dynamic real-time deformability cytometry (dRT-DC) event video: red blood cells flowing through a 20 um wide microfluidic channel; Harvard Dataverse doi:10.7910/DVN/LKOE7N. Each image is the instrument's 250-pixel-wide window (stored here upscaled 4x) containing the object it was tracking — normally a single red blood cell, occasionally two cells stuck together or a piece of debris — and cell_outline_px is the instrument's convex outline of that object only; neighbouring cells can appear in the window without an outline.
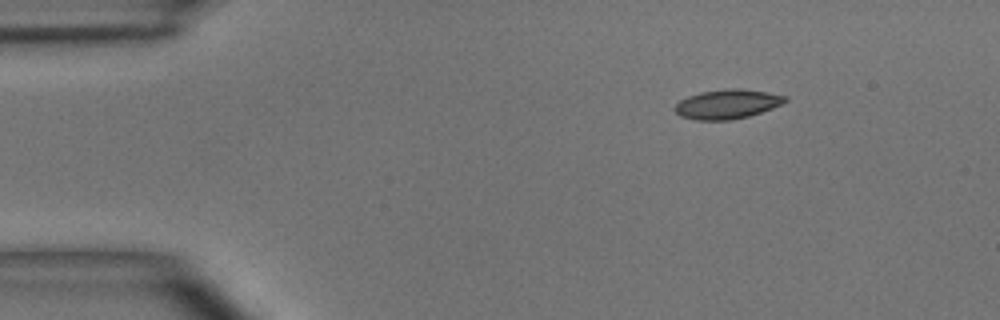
{"species": "common noctule bat (a hibernating species)", "species_latin": "Nyctalus noctula", "temperature_condition": "room temperature", "stored_images_in_passage": 45, "camera_frame_rate_fps": 3000, "um_per_image_px": 0.085, "animal": {"sex": "male", "body_mass_g": 15.6}, "frame": {"image": 1, "passage_image": 1, "time_ms": 0.0, "image_size_px": [1000, 320], "cell_outline_px": [[788, 100], [772, 108], [748, 116], [732, 120], [696, 120], [680, 116], [672, 108], [680, 100], [688, 96], [700, 92], [732, 88], [740, 88], [768, 92], [788, 96]], "centroid_in_image_um": [61.8, 8.85], "position_along_channel_um": 23.2, "area_um2": 18.9}}
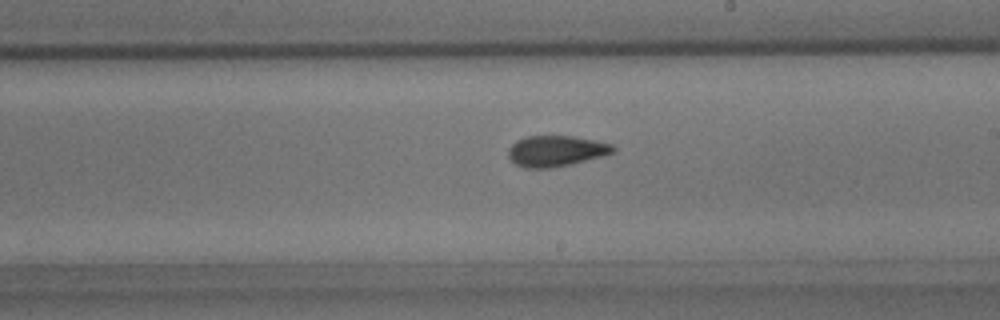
{"frame": {"image": 2, "passage_image": 23, "time_ms": 7.333, "image_size_px": [1000, 320], "cell_outline_px": [[616, 152], [572, 164], [552, 168], [524, 168], [516, 164], [508, 156], [508, 148], [516, 140], [528, 136], [572, 136], [596, 140], [612, 144], [616, 148]], "centroid_in_image_um": [47.27, 12.83], "position_along_channel_um": 241.7, "area_um2": 18.96}}
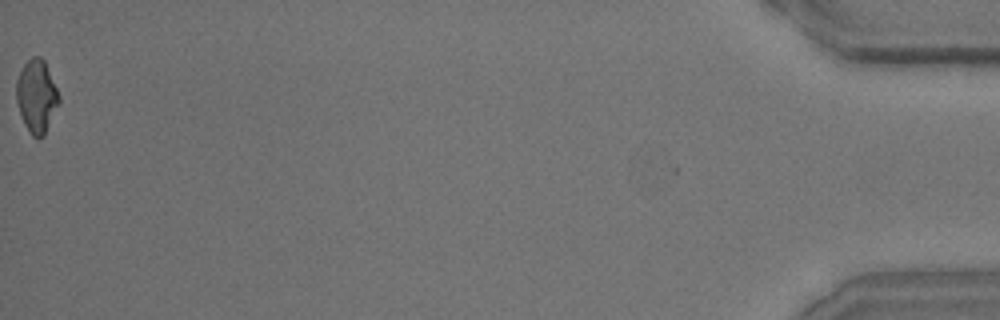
{"frame": {"image": 3, "passage_image": 45, "time_ms": 14.667, "image_size_px": [1000, 320], "cell_outline_px": [[60, 100], [44, 136], [40, 140], [32, 136], [28, 132], [24, 124], [16, 100], [16, 80], [24, 64], [32, 56], [40, 56], [44, 60], [60, 96]], "centroid_in_image_um": [3.1, 8.2], "position_along_channel_um": 432.1, "area_um2": 18.09}, "authors_computed_cell_mechanics": {"area_um2": 18.5538, "velocity_mm_per_s": 3.913, "shape_relaxation_time_tau1_ms": 5.0094, "shape_relaxation_time_tau2_ms": 1.7444, "deformation_change_tau1": 0.1376, "deformation_change_tau2": 0.0684}}